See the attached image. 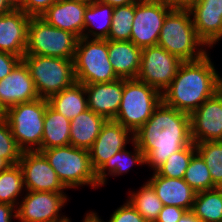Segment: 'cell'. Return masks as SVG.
<instances>
[{"instance_id":"29","label":"cell","mask_w":222,"mask_h":222,"mask_svg":"<svg viewBox=\"0 0 222 222\" xmlns=\"http://www.w3.org/2000/svg\"><path fill=\"white\" fill-rule=\"evenodd\" d=\"M129 192L130 195L127 200L137 212L147 222H155L164 205L157 197L153 187L148 182H145L139 191Z\"/></svg>"},{"instance_id":"4","label":"cell","mask_w":222,"mask_h":222,"mask_svg":"<svg viewBox=\"0 0 222 222\" xmlns=\"http://www.w3.org/2000/svg\"><path fill=\"white\" fill-rule=\"evenodd\" d=\"M67 189L79 186L98 188L96 172L93 170L89 150L72 145L40 150Z\"/></svg>"},{"instance_id":"13","label":"cell","mask_w":222,"mask_h":222,"mask_svg":"<svg viewBox=\"0 0 222 222\" xmlns=\"http://www.w3.org/2000/svg\"><path fill=\"white\" fill-rule=\"evenodd\" d=\"M18 164L23 173L25 191L65 193L67 190L41 152H22Z\"/></svg>"},{"instance_id":"15","label":"cell","mask_w":222,"mask_h":222,"mask_svg":"<svg viewBox=\"0 0 222 222\" xmlns=\"http://www.w3.org/2000/svg\"><path fill=\"white\" fill-rule=\"evenodd\" d=\"M133 141L134 134L130 130L113 119L106 120L100 134L89 149L93 170L96 172L108 159Z\"/></svg>"},{"instance_id":"46","label":"cell","mask_w":222,"mask_h":222,"mask_svg":"<svg viewBox=\"0 0 222 222\" xmlns=\"http://www.w3.org/2000/svg\"><path fill=\"white\" fill-rule=\"evenodd\" d=\"M11 164L4 158L0 157V173L7 170Z\"/></svg>"},{"instance_id":"35","label":"cell","mask_w":222,"mask_h":222,"mask_svg":"<svg viewBox=\"0 0 222 222\" xmlns=\"http://www.w3.org/2000/svg\"><path fill=\"white\" fill-rule=\"evenodd\" d=\"M22 152L13 137L6 118L0 114V157L6 159L11 165H16Z\"/></svg>"},{"instance_id":"7","label":"cell","mask_w":222,"mask_h":222,"mask_svg":"<svg viewBox=\"0 0 222 222\" xmlns=\"http://www.w3.org/2000/svg\"><path fill=\"white\" fill-rule=\"evenodd\" d=\"M39 98L49 99L52 95L76 82L74 60L43 55H24Z\"/></svg>"},{"instance_id":"42","label":"cell","mask_w":222,"mask_h":222,"mask_svg":"<svg viewBox=\"0 0 222 222\" xmlns=\"http://www.w3.org/2000/svg\"><path fill=\"white\" fill-rule=\"evenodd\" d=\"M99 2L111 5L112 7L124 6L131 3H135L138 0H97Z\"/></svg>"},{"instance_id":"14","label":"cell","mask_w":222,"mask_h":222,"mask_svg":"<svg viewBox=\"0 0 222 222\" xmlns=\"http://www.w3.org/2000/svg\"><path fill=\"white\" fill-rule=\"evenodd\" d=\"M191 139L194 144L222 141V90L208 98L190 114Z\"/></svg>"},{"instance_id":"1","label":"cell","mask_w":222,"mask_h":222,"mask_svg":"<svg viewBox=\"0 0 222 222\" xmlns=\"http://www.w3.org/2000/svg\"><path fill=\"white\" fill-rule=\"evenodd\" d=\"M134 141L144 153L145 165L155 172L170 155L192 143L190 114L162 101L134 134Z\"/></svg>"},{"instance_id":"5","label":"cell","mask_w":222,"mask_h":222,"mask_svg":"<svg viewBox=\"0 0 222 222\" xmlns=\"http://www.w3.org/2000/svg\"><path fill=\"white\" fill-rule=\"evenodd\" d=\"M162 102V93L138 79H124L122 100L113 119L135 134Z\"/></svg>"},{"instance_id":"30","label":"cell","mask_w":222,"mask_h":222,"mask_svg":"<svg viewBox=\"0 0 222 222\" xmlns=\"http://www.w3.org/2000/svg\"><path fill=\"white\" fill-rule=\"evenodd\" d=\"M24 190L23 173L19 164L11 165L0 173V203L17 207Z\"/></svg>"},{"instance_id":"24","label":"cell","mask_w":222,"mask_h":222,"mask_svg":"<svg viewBox=\"0 0 222 222\" xmlns=\"http://www.w3.org/2000/svg\"><path fill=\"white\" fill-rule=\"evenodd\" d=\"M49 105L58 113L72 120L88 109L84 84L74 82L48 99Z\"/></svg>"},{"instance_id":"26","label":"cell","mask_w":222,"mask_h":222,"mask_svg":"<svg viewBox=\"0 0 222 222\" xmlns=\"http://www.w3.org/2000/svg\"><path fill=\"white\" fill-rule=\"evenodd\" d=\"M133 146V152L126 150V147L118 151L114 156L108 159L97 171H96V180L103 186L107 181V176L111 175L119 176L124 173L129 172V169L137 164L138 166L145 164L144 153L137 146L136 142H131ZM108 172V173H106Z\"/></svg>"},{"instance_id":"11","label":"cell","mask_w":222,"mask_h":222,"mask_svg":"<svg viewBox=\"0 0 222 222\" xmlns=\"http://www.w3.org/2000/svg\"><path fill=\"white\" fill-rule=\"evenodd\" d=\"M21 200L16 207V219L19 222H68L70 220L59 213L68 200L65 193L26 191Z\"/></svg>"},{"instance_id":"38","label":"cell","mask_w":222,"mask_h":222,"mask_svg":"<svg viewBox=\"0 0 222 222\" xmlns=\"http://www.w3.org/2000/svg\"><path fill=\"white\" fill-rule=\"evenodd\" d=\"M21 60L19 56L0 51V80L9 75Z\"/></svg>"},{"instance_id":"33","label":"cell","mask_w":222,"mask_h":222,"mask_svg":"<svg viewBox=\"0 0 222 222\" xmlns=\"http://www.w3.org/2000/svg\"><path fill=\"white\" fill-rule=\"evenodd\" d=\"M195 146L209 168L213 183L219 188L222 184V141L200 142Z\"/></svg>"},{"instance_id":"22","label":"cell","mask_w":222,"mask_h":222,"mask_svg":"<svg viewBox=\"0 0 222 222\" xmlns=\"http://www.w3.org/2000/svg\"><path fill=\"white\" fill-rule=\"evenodd\" d=\"M109 61L115 74L123 79H136L141 61L142 49L131 41L107 40Z\"/></svg>"},{"instance_id":"34","label":"cell","mask_w":222,"mask_h":222,"mask_svg":"<svg viewBox=\"0 0 222 222\" xmlns=\"http://www.w3.org/2000/svg\"><path fill=\"white\" fill-rule=\"evenodd\" d=\"M196 146L192 142L182 150L170 155L166 161L156 170L163 177L183 179L192 156L196 153Z\"/></svg>"},{"instance_id":"25","label":"cell","mask_w":222,"mask_h":222,"mask_svg":"<svg viewBox=\"0 0 222 222\" xmlns=\"http://www.w3.org/2000/svg\"><path fill=\"white\" fill-rule=\"evenodd\" d=\"M70 123L48 104L44 114L41 150L70 145Z\"/></svg>"},{"instance_id":"23","label":"cell","mask_w":222,"mask_h":222,"mask_svg":"<svg viewBox=\"0 0 222 222\" xmlns=\"http://www.w3.org/2000/svg\"><path fill=\"white\" fill-rule=\"evenodd\" d=\"M106 120L90 109L80 113L70 123V145L89 150Z\"/></svg>"},{"instance_id":"9","label":"cell","mask_w":222,"mask_h":222,"mask_svg":"<svg viewBox=\"0 0 222 222\" xmlns=\"http://www.w3.org/2000/svg\"><path fill=\"white\" fill-rule=\"evenodd\" d=\"M78 37L48 24L41 17H31L28 24L25 55H43L74 60Z\"/></svg>"},{"instance_id":"6","label":"cell","mask_w":222,"mask_h":222,"mask_svg":"<svg viewBox=\"0 0 222 222\" xmlns=\"http://www.w3.org/2000/svg\"><path fill=\"white\" fill-rule=\"evenodd\" d=\"M48 100L38 98L8 108L6 118L18 147L24 151H40L44 128V114Z\"/></svg>"},{"instance_id":"28","label":"cell","mask_w":222,"mask_h":222,"mask_svg":"<svg viewBox=\"0 0 222 222\" xmlns=\"http://www.w3.org/2000/svg\"><path fill=\"white\" fill-rule=\"evenodd\" d=\"M191 212L201 222H222V190L216 188L196 193Z\"/></svg>"},{"instance_id":"12","label":"cell","mask_w":222,"mask_h":222,"mask_svg":"<svg viewBox=\"0 0 222 222\" xmlns=\"http://www.w3.org/2000/svg\"><path fill=\"white\" fill-rule=\"evenodd\" d=\"M182 61L159 45L142 49L139 73L136 77L161 93L171 84Z\"/></svg>"},{"instance_id":"2","label":"cell","mask_w":222,"mask_h":222,"mask_svg":"<svg viewBox=\"0 0 222 222\" xmlns=\"http://www.w3.org/2000/svg\"><path fill=\"white\" fill-rule=\"evenodd\" d=\"M209 53L196 61L182 62L171 84L162 93L169 107L191 114L221 89L220 75Z\"/></svg>"},{"instance_id":"8","label":"cell","mask_w":222,"mask_h":222,"mask_svg":"<svg viewBox=\"0 0 222 222\" xmlns=\"http://www.w3.org/2000/svg\"><path fill=\"white\" fill-rule=\"evenodd\" d=\"M76 82L86 84L108 83L119 79L109 61L107 40L78 39L74 57Z\"/></svg>"},{"instance_id":"37","label":"cell","mask_w":222,"mask_h":222,"mask_svg":"<svg viewBox=\"0 0 222 222\" xmlns=\"http://www.w3.org/2000/svg\"><path fill=\"white\" fill-rule=\"evenodd\" d=\"M57 0H24L23 11L31 17H40Z\"/></svg>"},{"instance_id":"20","label":"cell","mask_w":222,"mask_h":222,"mask_svg":"<svg viewBox=\"0 0 222 222\" xmlns=\"http://www.w3.org/2000/svg\"><path fill=\"white\" fill-rule=\"evenodd\" d=\"M87 6V3L76 0H57L40 17L48 24L81 38Z\"/></svg>"},{"instance_id":"21","label":"cell","mask_w":222,"mask_h":222,"mask_svg":"<svg viewBox=\"0 0 222 222\" xmlns=\"http://www.w3.org/2000/svg\"><path fill=\"white\" fill-rule=\"evenodd\" d=\"M147 182L164 206H176L191 211L196 192L184 179L163 177L155 171Z\"/></svg>"},{"instance_id":"39","label":"cell","mask_w":222,"mask_h":222,"mask_svg":"<svg viewBox=\"0 0 222 222\" xmlns=\"http://www.w3.org/2000/svg\"><path fill=\"white\" fill-rule=\"evenodd\" d=\"M186 212L187 210L181 207L166 205L161 209L155 222H178Z\"/></svg>"},{"instance_id":"10","label":"cell","mask_w":222,"mask_h":222,"mask_svg":"<svg viewBox=\"0 0 222 222\" xmlns=\"http://www.w3.org/2000/svg\"><path fill=\"white\" fill-rule=\"evenodd\" d=\"M173 8L165 0L135 2L130 41L141 49L157 45L164 20Z\"/></svg>"},{"instance_id":"17","label":"cell","mask_w":222,"mask_h":222,"mask_svg":"<svg viewBox=\"0 0 222 222\" xmlns=\"http://www.w3.org/2000/svg\"><path fill=\"white\" fill-rule=\"evenodd\" d=\"M188 10L198 37L212 48L222 39V0H196Z\"/></svg>"},{"instance_id":"45","label":"cell","mask_w":222,"mask_h":222,"mask_svg":"<svg viewBox=\"0 0 222 222\" xmlns=\"http://www.w3.org/2000/svg\"><path fill=\"white\" fill-rule=\"evenodd\" d=\"M11 10L12 8L8 5L6 0H0V15L5 14Z\"/></svg>"},{"instance_id":"18","label":"cell","mask_w":222,"mask_h":222,"mask_svg":"<svg viewBox=\"0 0 222 222\" xmlns=\"http://www.w3.org/2000/svg\"><path fill=\"white\" fill-rule=\"evenodd\" d=\"M30 18L31 16L21 9H12L0 15V51L23 58Z\"/></svg>"},{"instance_id":"3","label":"cell","mask_w":222,"mask_h":222,"mask_svg":"<svg viewBox=\"0 0 222 222\" xmlns=\"http://www.w3.org/2000/svg\"><path fill=\"white\" fill-rule=\"evenodd\" d=\"M157 45L177 56L182 62L196 61L208 54L206 44L196 33L188 8L174 7L167 14Z\"/></svg>"},{"instance_id":"32","label":"cell","mask_w":222,"mask_h":222,"mask_svg":"<svg viewBox=\"0 0 222 222\" xmlns=\"http://www.w3.org/2000/svg\"><path fill=\"white\" fill-rule=\"evenodd\" d=\"M134 19V3L114 7L109 36L106 40L130 41Z\"/></svg>"},{"instance_id":"16","label":"cell","mask_w":222,"mask_h":222,"mask_svg":"<svg viewBox=\"0 0 222 222\" xmlns=\"http://www.w3.org/2000/svg\"><path fill=\"white\" fill-rule=\"evenodd\" d=\"M28 66L21 60L4 79L0 80V114L19 103L38 99Z\"/></svg>"},{"instance_id":"41","label":"cell","mask_w":222,"mask_h":222,"mask_svg":"<svg viewBox=\"0 0 222 222\" xmlns=\"http://www.w3.org/2000/svg\"><path fill=\"white\" fill-rule=\"evenodd\" d=\"M170 6L178 8H188L196 0H165Z\"/></svg>"},{"instance_id":"48","label":"cell","mask_w":222,"mask_h":222,"mask_svg":"<svg viewBox=\"0 0 222 222\" xmlns=\"http://www.w3.org/2000/svg\"><path fill=\"white\" fill-rule=\"evenodd\" d=\"M76 1H81V2H84V3H87V4H91V3L96 2L97 0H76Z\"/></svg>"},{"instance_id":"49","label":"cell","mask_w":222,"mask_h":222,"mask_svg":"<svg viewBox=\"0 0 222 222\" xmlns=\"http://www.w3.org/2000/svg\"><path fill=\"white\" fill-rule=\"evenodd\" d=\"M221 90H222V77H220Z\"/></svg>"},{"instance_id":"44","label":"cell","mask_w":222,"mask_h":222,"mask_svg":"<svg viewBox=\"0 0 222 222\" xmlns=\"http://www.w3.org/2000/svg\"><path fill=\"white\" fill-rule=\"evenodd\" d=\"M23 1L24 0H6V2L8 3V5L12 8V9H21L23 11Z\"/></svg>"},{"instance_id":"43","label":"cell","mask_w":222,"mask_h":222,"mask_svg":"<svg viewBox=\"0 0 222 222\" xmlns=\"http://www.w3.org/2000/svg\"><path fill=\"white\" fill-rule=\"evenodd\" d=\"M178 222H201L191 211H187Z\"/></svg>"},{"instance_id":"40","label":"cell","mask_w":222,"mask_h":222,"mask_svg":"<svg viewBox=\"0 0 222 222\" xmlns=\"http://www.w3.org/2000/svg\"><path fill=\"white\" fill-rule=\"evenodd\" d=\"M13 218L16 219V207L0 203V222H12Z\"/></svg>"},{"instance_id":"36","label":"cell","mask_w":222,"mask_h":222,"mask_svg":"<svg viewBox=\"0 0 222 222\" xmlns=\"http://www.w3.org/2000/svg\"><path fill=\"white\" fill-rule=\"evenodd\" d=\"M91 212L100 222L102 219L99 218L98 214L94 211ZM108 222H147L127 200L122 206L117 208L113 214H111Z\"/></svg>"},{"instance_id":"31","label":"cell","mask_w":222,"mask_h":222,"mask_svg":"<svg viewBox=\"0 0 222 222\" xmlns=\"http://www.w3.org/2000/svg\"><path fill=\"white\" fill-rule=\"evenodd\" d=\"M183 179L196 193L218 188L213 183L209 168L198 152L192 156Z\"/></svg>"},{"instance_id":"27","label":"cell","mask_w":222,"mask_h":222,"mask_svg":"<svg viewBox=\"0 0 222 222\" xmlns=\"http://www.w3.org/2000/svg\"><path fill=\"white\" fill-rule=\"evenodd\" d=\"M113 10L114 7L111 5L99 1L88 4L84 13L83 37L107 39L111 28Z\"/></svg>"},{"instance_id":"19","label":"cell","mask_w":222,"mask_h":222,"mask_svg":"<svg viewBox=\"0 0 222 222\" xmlns=\"http://www.w3.org/2000/svg\"><path fill=\"white\" fill-rule=\"evenodd\" d=\"M88 109L102 115L107 120L114 119L122 100L124 79L119 78L108 83L84 85Z\"/></svg>"},{"instance_id":"47","label":"cell","mask_w":222,"mask_h":222,"mask_svg":"<svg viewBox=\"0 0 222 222\" xmlns=\"http://www.w3.org/2000/svg\"><path fill=\"white\" fill-rule=\"evenodd\" d=\"M82 222H100L91 212L86 213Z\"/></svg>"}]
</instances>
